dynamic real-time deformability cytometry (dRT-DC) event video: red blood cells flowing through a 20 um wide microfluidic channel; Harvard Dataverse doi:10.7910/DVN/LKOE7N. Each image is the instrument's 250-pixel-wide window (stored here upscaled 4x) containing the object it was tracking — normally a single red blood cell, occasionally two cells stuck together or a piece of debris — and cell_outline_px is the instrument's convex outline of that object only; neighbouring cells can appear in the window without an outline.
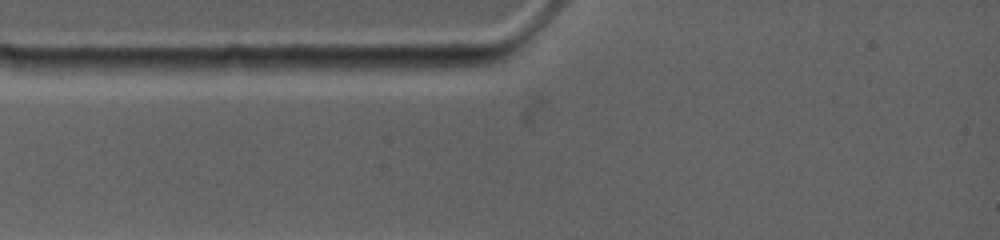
{"species": "common noctule bat (a hibernating species)", "species_latin": "Nyctalus noctula", "temperature_condition": "warm", "stored_images_in_passage": 3, "camera_frame_rate_fps": 4500, "um_per_image_px": 0.085, "animal": {"sex": "female", "body_mass_g": 19.0, "forearm_length_mm": 53.3}, "frame": {"image": 1, "passage_image": 1, "time_ms": 0.0, "image_size_px": [1000, 240], "cell_outline_px": [[488, 64], [444, 72], [400, 76], [364, 68], [376, 56], [480, 56], [488, 60]], "centroid_in_image_um": [35.96, 5.46], "position_along_channel_um": 49.0, "area_um2": 13.06}}